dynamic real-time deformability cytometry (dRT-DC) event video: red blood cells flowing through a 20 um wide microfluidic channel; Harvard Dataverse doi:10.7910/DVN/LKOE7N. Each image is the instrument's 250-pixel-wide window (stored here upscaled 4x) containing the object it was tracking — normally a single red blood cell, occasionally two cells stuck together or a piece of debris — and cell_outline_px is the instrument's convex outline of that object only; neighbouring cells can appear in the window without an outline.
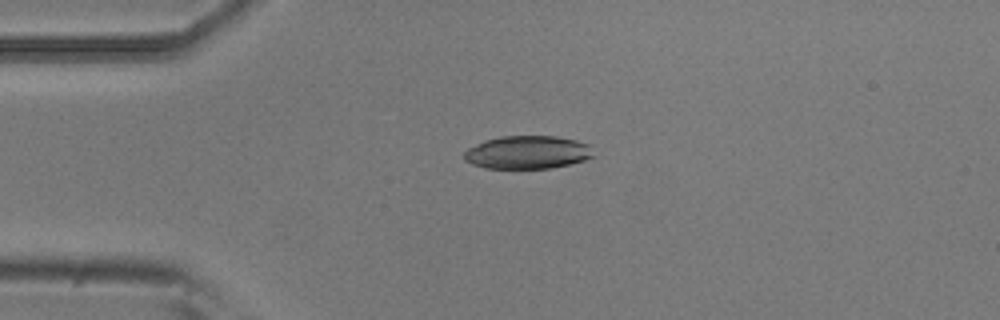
{"species": "common noctule bat (a hibernating species)", "species_latin": "Nyctalus noctula", "temperature_condition": "room temperature", "stored_images_in_passage": 2, "camera_frame_rate_fps": 3000, "um_per_image_px": 0.085, "animal": {"sex": "male", "body_mass_g": 20.5, "forearm_length_mm": 52.5}, "frame": {"image": 1, "passage_image": 1, "time_ms": 0.0, "image_size_px": [1000, 320], "cell_outline_px": [[592, 156], [584, 160], [552, 168], [484, 168], [472, 164], [464, 160], [464, 152], [468, 148], [484, 140], [500, 136], [556, 136], [576, 140], [588, 144]], "centroid_in_image_um": [44.78, 12.94], "position_along_channel_um": 40.2, "area_um2": 24.8}}